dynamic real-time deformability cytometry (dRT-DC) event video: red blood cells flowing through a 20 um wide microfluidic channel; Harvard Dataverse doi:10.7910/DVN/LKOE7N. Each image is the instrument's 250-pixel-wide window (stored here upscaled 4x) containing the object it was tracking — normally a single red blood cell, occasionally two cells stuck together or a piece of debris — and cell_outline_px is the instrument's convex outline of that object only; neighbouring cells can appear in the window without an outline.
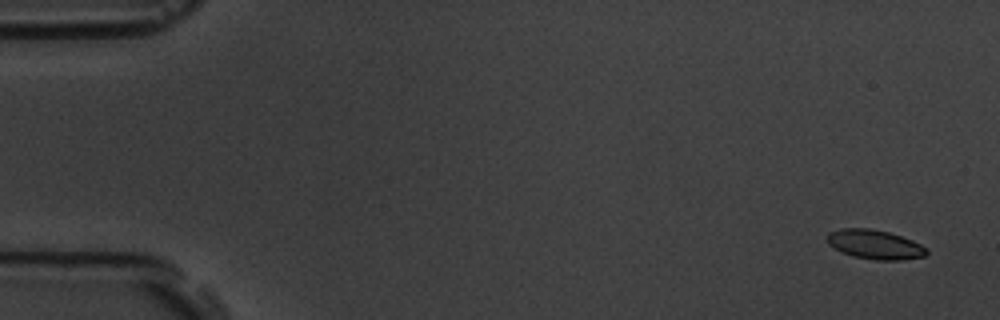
{"species": "common noctule bat (a hibernating species)", "species_latin": "Nyctalus noctula", "temperature_condition": "room temperature", "stored_images_in_passage": 8, "camera_frame_rate_fps": 3000, "um_per_image_px": 0.085, "animal": {"sex": "male", "body_mass_g": 19.5, "forearm_length_mm": 54.6}, "frame": {"image": 1, "passage_image": 1, "time_ms": 0.0, "image_size_px": [1000, 320], "cell_outline_px": [[928, 252], [924, 256], [900, 260], [876, 260], [852, 256], [828, 244], [828, 232], [840, 228], [872, 228], [888, 232], [912, 240], [928, 248]], "centroid_in_image_um": [74.38, 20.77], "position_along_channel_um": 10.6, "area_um2": 16.88}}
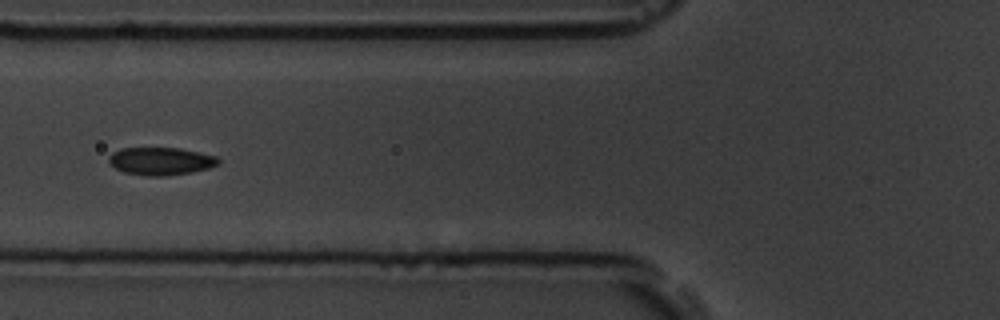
{"frame": {"image": 2, "passage_image": 7, "time_ms": 6.667, "image_size_px": [1000, 320], "cell_outline_px": [[220, 160], [216, 164], [208, 168], [192, 172], [164, 176], [148, 176], [124, 172], [108, 164], [108, 156], [112, 152], [120, 148], [180, 148], [216, 156]], "centroid_in_image_um": [13.61, 13.69], "position_along_channel_um": 112.2, "area_um2": 17.69}}
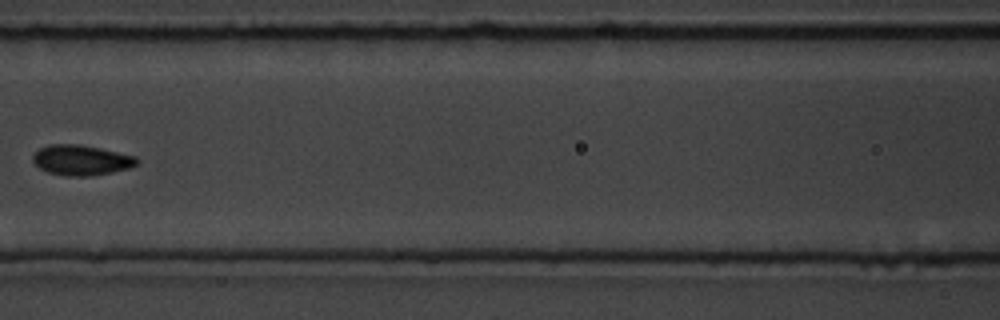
{"frame": {"image": 3, "passage_image": 8, "time_ms": 8.0, "image_size_px": [1000, 320], "cell_outline_px": [[140, 160], [136, 164], [128, 168], [112, 172], [92, 176], [64, 176], [48, 172], [40, 168], [32, 160], [32, 156], [40, 148], [48, 144], [76, 144], [100, 148], [136, 156]], "centroid_in_image_um": [6.9, 13.61], "position_along_channel_um": 159.7, "area_um2": 18.32}}